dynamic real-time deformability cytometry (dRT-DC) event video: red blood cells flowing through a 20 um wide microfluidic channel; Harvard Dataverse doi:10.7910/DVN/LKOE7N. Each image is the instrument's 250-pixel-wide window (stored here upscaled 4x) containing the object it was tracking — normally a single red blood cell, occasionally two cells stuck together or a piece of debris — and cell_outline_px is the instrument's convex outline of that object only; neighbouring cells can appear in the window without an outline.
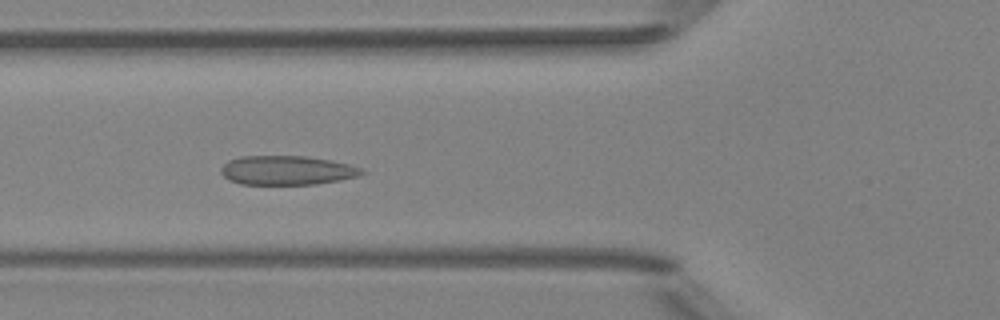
{"species": "Egyptian fruit bat (a non-hibernating species)", "species_latin": "Rousettus aegyptiacus", "temperature_condition": "room temperature", "stored_images_in_passage": 49, "camera_frame_rate_fps": 3000, "um_per_image_px": 0.085, "animal": {"sex": "female"}, "frame": {"image": 1, "passage_image": 17, "time_ms": 5.333, "image_size_px": [1000, 320], "cell_outline_px": [[364, 172], [356, 176], [340, 180], [316, 184], [240, 184], [228, 180], [220, 172], [220, 168], [228, 160], [240, 156], [304, 156], [332, 160], [364, 168]], "centroid_in_image_um": [24.36, 14.47], "position_along_channel_um": 101.4, "area_um2": 23.99}}
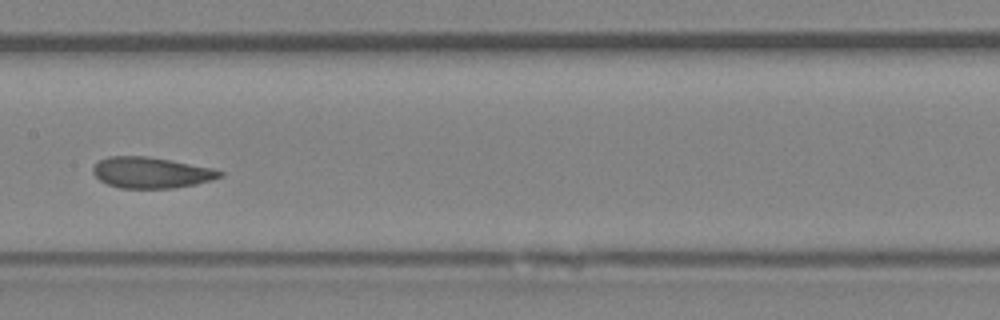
{"frame": {"image": 2, "passage_image": 24, "time_ms": 7.667, "image_size_px": [1000, 320], "cell_outline_px": [[224, 176], [212, 180], [196, 184], [172, 188], [120, 188], [108, 184], [100, 180], [92, 172], [92, 168], [100, 160], [108, 156], [144, 156], [168, 160], [212, 168], [224, 172]], "centroid_in_image_um": [12.85, 14.68], "position_along_channel_um": 194.5, "area_um2": 22.72}}
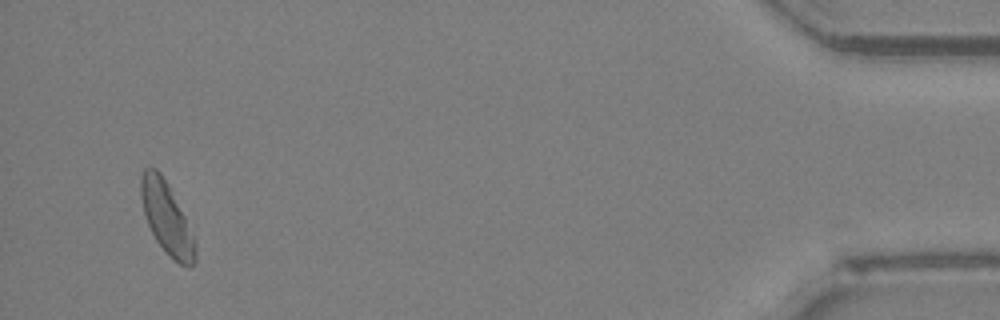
{"frame": {"image": 3, "passage_image": 47, "time_ms": 15.333, "image_size_px": [1000, 320], "cell_outline_px": [[196, 264], [180, 264], [172, 260], [168, 256], [156, 240], [144, 216], [140, 196], [140, 176], [144, 168], [156, 168], [160, 172], [168, 184], [184, 216], [196, 244]], "centroid_in_image_um": [14.13, 18.53], "position_along_channel_um": 421.1, "area_um2": 22.54}, "authors_computed_cell_mechanics": {"area_um2": 23.2356, "velocity_mm_per_s": 4.0019, "shape_relaxation_time_tau1_ms": 5.0678, "shape_relaxation_time_tau2_ms": 0.9896, "deformation_change_tau1": 0.1269, "deformation_change_tau2": 0.0545}}